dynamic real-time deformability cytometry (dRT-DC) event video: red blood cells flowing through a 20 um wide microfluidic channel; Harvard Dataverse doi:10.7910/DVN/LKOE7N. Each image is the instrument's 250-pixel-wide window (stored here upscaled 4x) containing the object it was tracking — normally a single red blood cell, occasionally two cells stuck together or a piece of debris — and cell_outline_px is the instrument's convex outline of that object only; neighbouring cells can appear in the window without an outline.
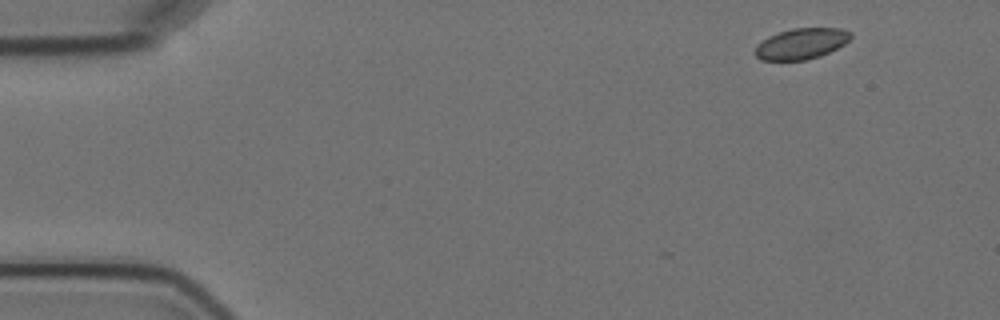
{"species": "Egyptian fruit bat (a non-hibernating species)", "species_latin": "Rousettus aegyptiacus", "temperature_condition": "cold", "stored_images_in_passage": 4, "camera_frame_rate_fps": 3000, "um_per_image_px": 0.085, "animal": {"sex": "female"}, "frame": {"image": 1, "passage_image": 1, "time_ms": 0.0, "image_size_px": [1000, 320], "cell_outline_px": [[852, 36], [844, 44], [820, 56], [804, 60], [760, 60], [756, 56], [756, 44], [768, 36], [792, 28], [840, 28], [852, 32]], "centroid_in_image_um": [68.1, 3.7], "position_along_channel_um": 16.9, "area_um2": 17.11}}
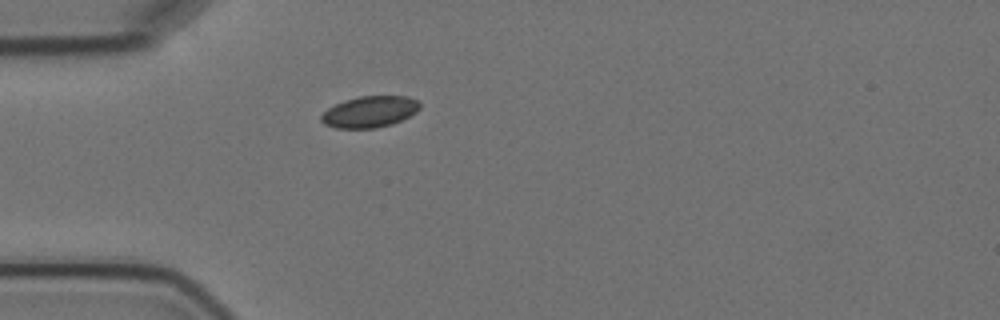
{"frame": {"image": 2, "passage_image": 4, "time_ms": 3.667, "image_size_px": [1000, 320], "cell_outline_px": [[420, 108], [416, 112], [392, 124], [376, 128], [336, 128], [324, 124], [320, 120], [320, 116], [328, 108], [344, 100], [360, 96], [408, 96], [416, 100], [420, 104]], "centroid_in_image_um": [31.41, 9.5], "position_along_channel_um": 53.6, "area_um2": 17.92}}